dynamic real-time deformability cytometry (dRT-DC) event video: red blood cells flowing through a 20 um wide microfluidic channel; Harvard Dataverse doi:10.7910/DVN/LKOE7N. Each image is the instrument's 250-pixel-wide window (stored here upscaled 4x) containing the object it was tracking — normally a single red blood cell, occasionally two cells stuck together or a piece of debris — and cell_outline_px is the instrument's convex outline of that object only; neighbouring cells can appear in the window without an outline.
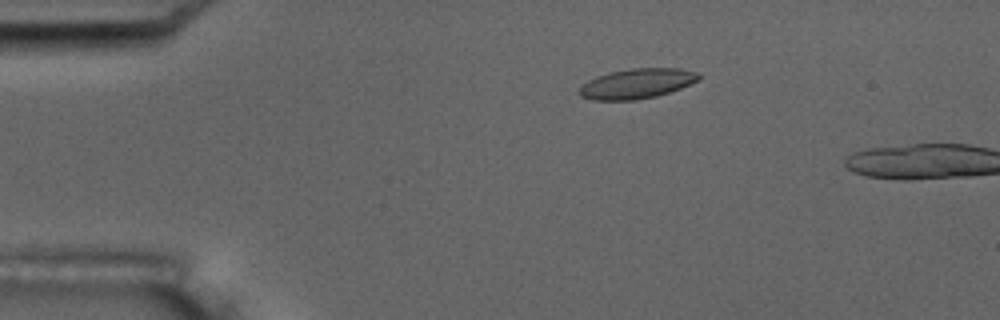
{"species": "common noctule bat (a hibernating species)", "species_latin": "Nyctalus noctula", "temperature_condition": "room temperature", "stored_images_in_passage": 5, "camera_frame_rate_fps": 3000, "um_per_image_px": 0.085, "animal": {"sex": "male", "body_mass_g": 17.5, "forearm_length_mm": 52.3}, "frame": {"image": 1, "passage_image": 3, "time_ms": 2.333, "image_size_px": [1000, 320], "cell_outline_px": [[700, 80], [680, 88], [656, 96], [636, 100], [592, 100], [580, 96], [580, 88], [588, 80], [596, 76], [608, 72], [632, 68], [680, 68], [700, 72]], "centroid_in_image_um": [54.16, 7.09], "position_along_channel_um": 30.8, "area_um2": 20.92}}